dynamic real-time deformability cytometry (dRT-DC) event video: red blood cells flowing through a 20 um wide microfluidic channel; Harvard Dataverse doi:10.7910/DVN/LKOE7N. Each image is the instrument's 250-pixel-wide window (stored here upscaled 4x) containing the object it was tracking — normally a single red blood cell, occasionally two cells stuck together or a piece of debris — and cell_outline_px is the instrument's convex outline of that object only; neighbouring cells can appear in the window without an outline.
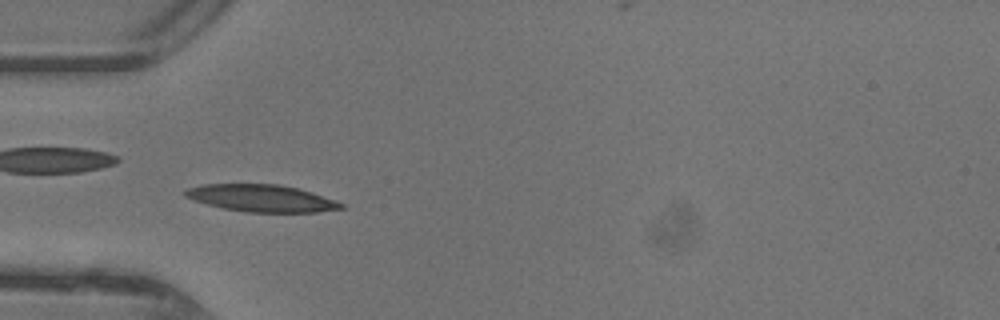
{"species": "common noctule bat (a hibernating species)", "species_latin": "Nyctalus noctula", "temperature_condition": "warm", "stored_images_in_passage": 45, "camera_frame_rate_fps": 3000, "um_per_image_px": 0.085, "animal": {"sex": "female"}, "frame": {"image": 1, "passage_image": 12, "time_ms": 3.667, "image_size_px": [1000, 320], "cell_outline_px": [[344, 208], [316, 212], [244, 212], [224, 208], [208, 204], [184, 196], [184, 192], [188, 188], [204, 184], [280, 184], [312, 192], [336, 200], [344, 204]], "centroid_in_image_um": [22.26, 16.84], "position_along_channel_um": 62.7, "area_um2": 24.45}}
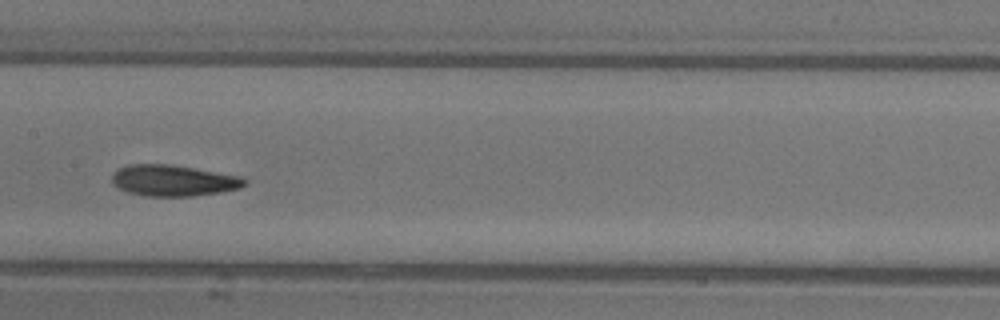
{"frame": {"image": 2, "passage_image": 21, "time_ms": 6.667, "image_size_px": [1000, 320], "cell_outline_px": [[248, 184], [240, 188], [220, 192], [192, 196], [144, 196], [128, 192], [120, 188], [112, 180], [112, 176], [120, 168], [128, 164], [172, 164], [240, 176], [248, 180]], "centroid_in_image_um": [14.79, 15.34], "position_along_channel_um": 192.6, "area_um2": 23.99}}
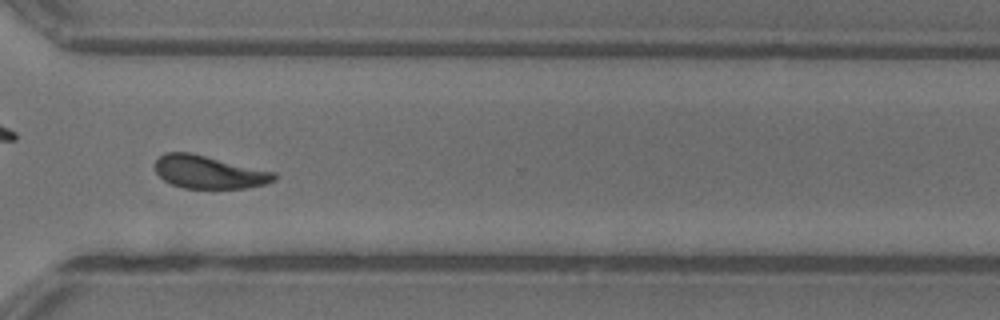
{"frame": {"image": 3, "passage_image": 32, "time_ms": 10.333, "image_size_px": [1000, 320], "cell_outline_px": [[276, 180], [264, 184], [248, 188], [184, 188], [172, 184], [164, 180], [156, 172], [156, 160], [164, 152], [188, 152], [276, 172]], "centroid_in_image_um": [17.77, 14.63], "position_along_channel_um": 352.8, "area_um2": 22.66}, "authors_computed_cell_mechanics": {"area_um2": 23.409, "velocity_mm_per_s": 4.3871, "shape_relaxation_time_tau1_ms": 3.9451, "shape_relaxation_time_tau2_ms": 3.7555, "deformation_change_tau1": 0.1403, "deformation_change_tau2": 0.1148}}